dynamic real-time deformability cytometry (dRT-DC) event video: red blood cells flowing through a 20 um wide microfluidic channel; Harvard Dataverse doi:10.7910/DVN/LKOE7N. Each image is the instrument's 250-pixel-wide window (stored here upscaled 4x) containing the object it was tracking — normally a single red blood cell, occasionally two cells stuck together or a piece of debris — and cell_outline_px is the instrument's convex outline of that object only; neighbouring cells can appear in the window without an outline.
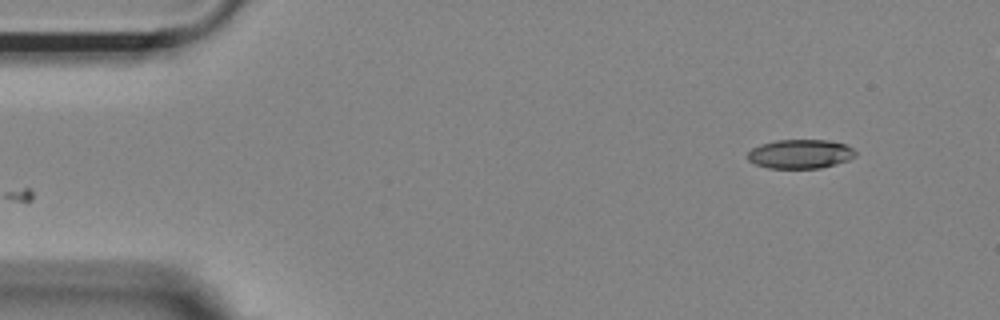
{"species": "Egyptian fruit bat (a non-hibernating species)", "species_latin": "Rousettus aegyptiacus", "temperature_condition": "room temperature", "stored_images_in_passage": 15, "camera_frame_rate_fps": 3000, "um_per_image_px": 0.085, "animal": {"sex": "female"}, "frame": {"image": 1, "passage_image": 1, "time_ms": 0.0, "image_size_px": [1000, 320], "cell_outline_px": [[856, 156], [848, 160], [836, 164], [820, 168], [768, 168], [756, 164], [748, 160], [748, 152], [752, 148], [760, 144], [776, 140], [828, 140], [844, 144], [852, 148], [856, 152]], "centroid_in_image_um": [68.02, 13.08], "position_along_channel_um": 17.0, "area_um2": 18.26}}
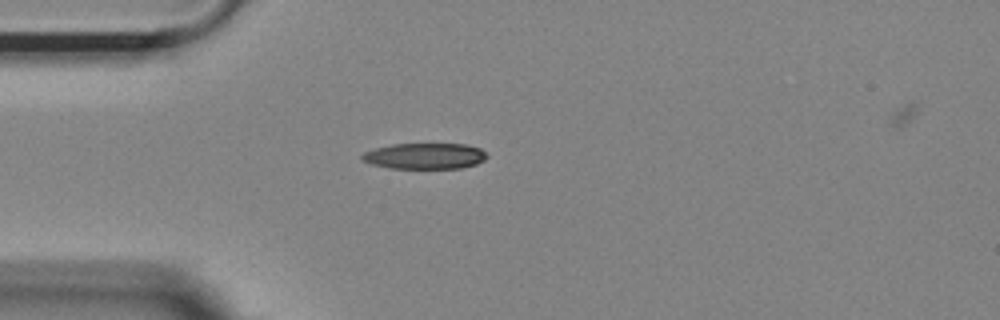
{"frame": {"image": 2, "passage_image": 10, "time_ms": 3.0, "image_size_px": [1000, 320], "cell_outline_px": [[488, 156], [484, 160], [476, 164], [460, 168], [388, 168], [372, 164], [360, 160], [360, 156], [364, 152], [376, 148], [392, 144], [468, 144], [480, 148], [488, 152]], "centroid_in_image_um": [36.13, 13.26], "position_along_channel_um": 48.9, "area_um2": 19.02}}
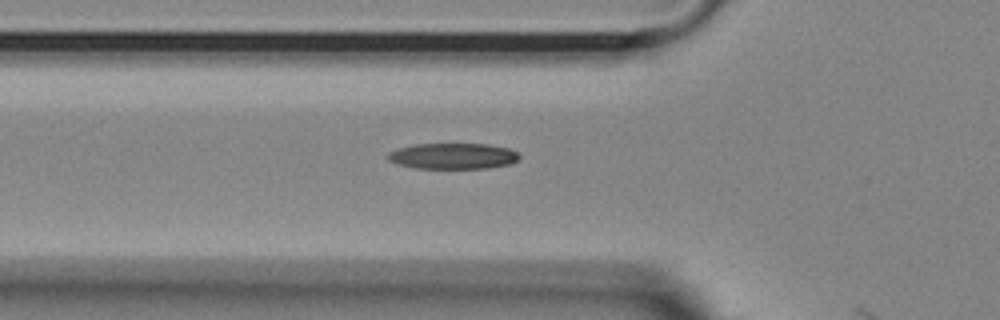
{"frame": {"image": 3, "passage_image": 14, "time_ms": 4.333, "image_size_px": [1000, 320], "cell_outline_px": [[520, 156], [516, 160], [508, 164], [488, 168], [416, 168], [400, 164], [388, 160], [388, 152], [396, 148], [416, 144], [488, 144], [508, 148], [520, 152]], "centroid_in_image_um": [38.51, 13.25], "position_along_channel_um": 87.3, "area_um2": 19.77}}